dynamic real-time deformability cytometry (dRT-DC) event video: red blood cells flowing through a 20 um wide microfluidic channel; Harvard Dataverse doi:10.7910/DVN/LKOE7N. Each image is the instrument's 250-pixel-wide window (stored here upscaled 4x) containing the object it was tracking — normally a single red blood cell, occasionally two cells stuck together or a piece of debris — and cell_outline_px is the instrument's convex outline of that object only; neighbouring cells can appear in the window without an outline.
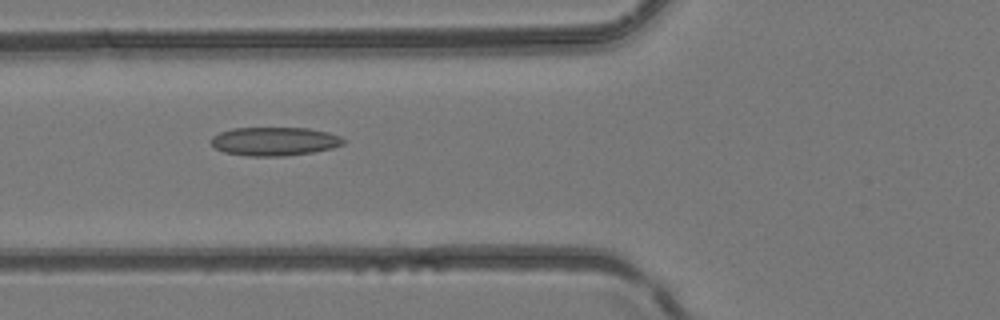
{"species": "common noctule bat (a hibernating species)", "species_latin": "Nyctalus noctula", "temperature_condition": "room temperature", "stored_images_in_passage": 6, "camera_frame_rate_fps": 3000, "um_per_image_px": 0.085, "animal": {"sex": "female", "body_mass_g": 24.6, "forearm_length_mm": 56.2}, "frame": {"image": 1, "passage_image": 5, "time_ms": 1.333, "image_size_px": [1000, 320], "cell_outline_px": [[344, 144], [332, 148], [312, 152], [284, 156], [248, 156], [224, 152], [216, 148], [212, 144], [212, 136], [220, 132], [232, 128], [308, 128], [328, 132], [340, 136], [344, 140]], "centroid_in_image_um": [23.34, 12.01], "position_along_channel_um": 102.5, "area_um2": 21.96}}
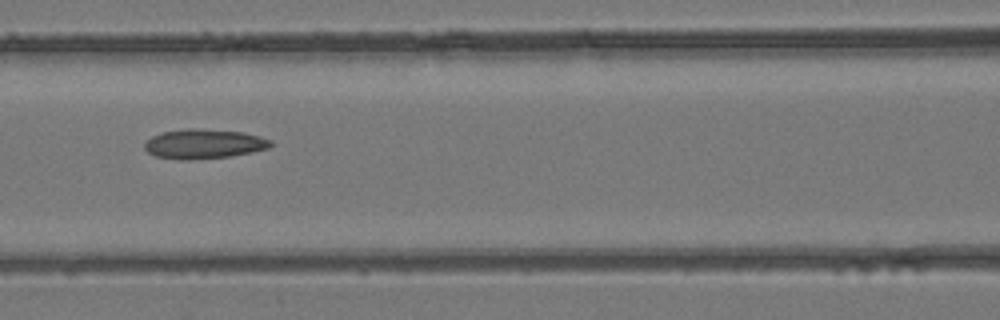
{"frame": {"image": 2, "passage_image": 6, "time_ms": 1.667, "image_size_px": [1000, 320], "cell_outline_px": [[272, 144], [268, 148], [252, 152], [228, 156], [188, 160], [180, 160], [156, 156], [148, 152], [144, 148], [144, 144], [152, 136], [160, 132], [188, 128], [200, 128], [244, 132], [260, 136], [272, 140]], "centroid_in_image_um": [17.32, 12.22], "position_along_channel_um": 149.3, "area_um2": 21.79}}